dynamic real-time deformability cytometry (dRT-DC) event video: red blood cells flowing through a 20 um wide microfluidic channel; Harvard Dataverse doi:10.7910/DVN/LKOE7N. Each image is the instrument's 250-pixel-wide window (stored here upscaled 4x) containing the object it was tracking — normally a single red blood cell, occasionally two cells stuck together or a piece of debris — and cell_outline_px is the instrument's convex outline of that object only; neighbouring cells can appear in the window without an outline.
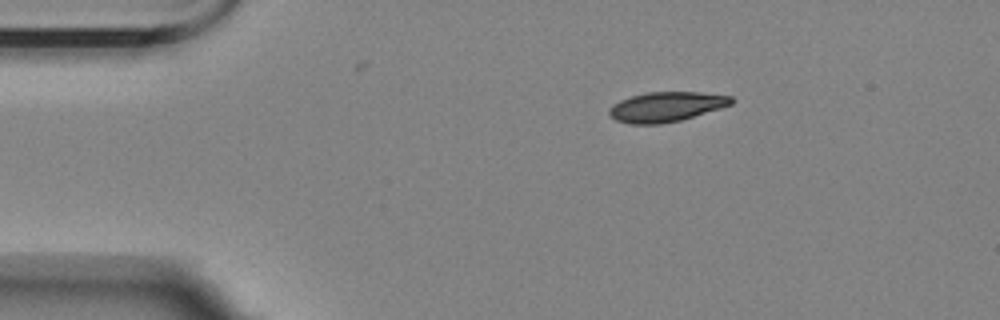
{"species": "Egyptian fruit bat (a non-hibernating species)", "species_latin": "Rousettus aegyptiacus", "temperature_condition": "room temperature", "stored_images_in_passage": 3, "camera_frame_rate_fps": 3000, "um_per_image_px": 0.085, "animal": {"sex": "female"}, "frame": {"image": 1, "passage_image": 1, "time_ms": 0.0, "image_size_px": [1000, 320], "cell_outline_px": [[736, 100], [732, 104], [720, 108], [680, 120], [660, 124], [628, 124], [616, 120], [608, 116], [608, 108], [612, 104], [620, 100], [632, 96], [648, 92], [700, 92], [732, 96]], "centroid_in_image_um": [56.6, 9.08], "position_along_channel_um": 28.4, "area_um2": 21.33}}
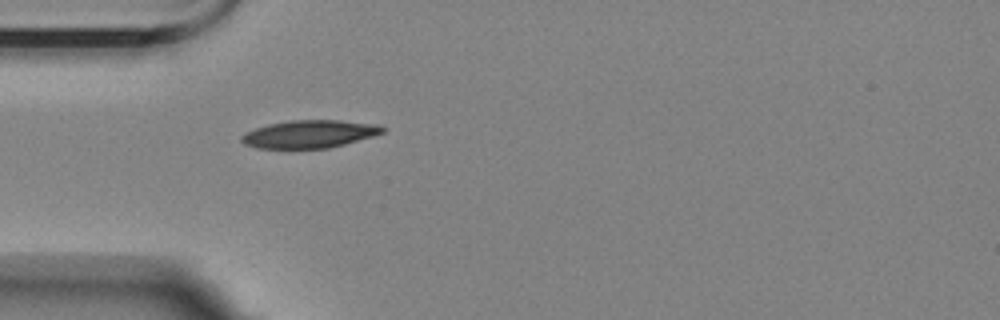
{"frame": {"image": 2, "passage_image": 3, "time_ms": 2.333, "image_size_px": [1000, 320], "cell_outline_px": [[384, 132], [372, 136], [344, 144], [328, 148], [256, 148], [244, 144], [240, 140], [240, 136], [244, 132], [268, 124], [288, 120], [340, 120], [380, 124], [384, 128]], "centroid_in_image_um": [26.28, 11.38], "position_along_channel_um": 58.7, "area_um2": 22.89}}